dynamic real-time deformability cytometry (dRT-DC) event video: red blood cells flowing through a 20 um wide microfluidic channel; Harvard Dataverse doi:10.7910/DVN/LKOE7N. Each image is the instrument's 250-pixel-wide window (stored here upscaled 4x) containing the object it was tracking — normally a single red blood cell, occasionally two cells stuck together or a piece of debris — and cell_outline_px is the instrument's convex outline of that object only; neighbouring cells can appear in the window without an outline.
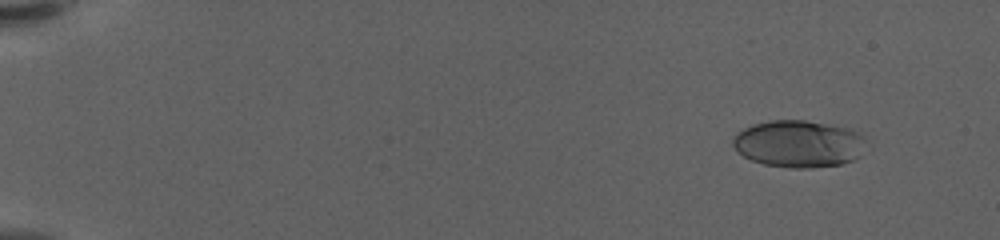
{"species": "human", "species_latin": "Homo sapiens", "temperature_condition": "warm", "stored_images_in_passage": 60, "camera_frame_rate_fps": 3000, "um_per_image_px": 0.085, "donor": {"sex": "female"}, "frame": {"image": 1, "passage_image": 6, "time_ms": 1.667, "image_size_px": [1000, 240], "cell_outline_px": [[864, 136], [860, 156], [852, 160], [840, 164], [804, 168], [792, 168], [764, 164], [752, 160], [744, 156], [732, 144], [732, 140], [744, 128], [752, 124], [772, 120], [804, 120], [852, 128]], "centroid_in_image_um": [67.89, 12.21], "position_along_channel_um": 17.1, "area_um2": 36.18}}
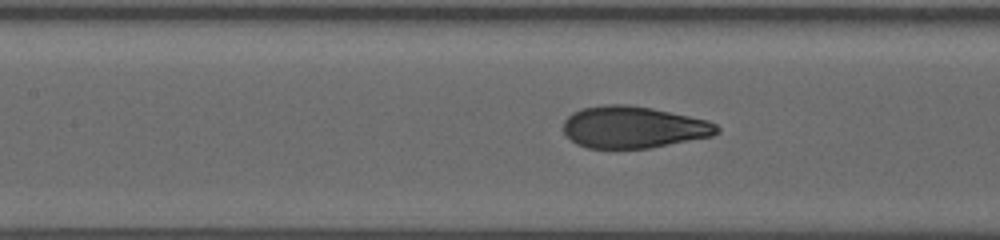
{"frame": {"image": 2, "passage_image": 30, "time_ms": 9.667, "image_size_px": [1000, 240], "cell_outline_px": [[720, 132], [712, 136], [648, 148], [588, 148], [576, 144], [564, 132], [564, 120], [572, 112], [580, 108], [604, 104], [628, 104], [652, 108], [708, 120], [716, 124], [720, 128]], "centroid_in_image_um": [53.83, 10.8], "position_along_channel_um": 153.6, "area_um2": 37.51}}
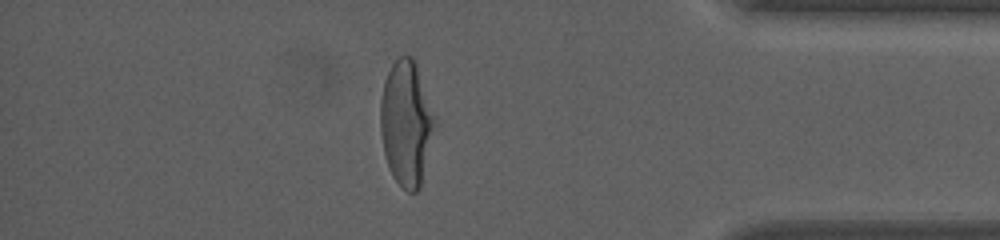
{"frame": {"image": 3, "passage_image": 53, "time_ms": 17.333, "image_size_px": [1000, 240], "cell_outline_px": [[436, 116], [420, 188], [416, 192], [408, 192], [392, 176], [384, 152], [380, 132], [376, 92], [376, 88], [392, 64], [400, 56], [412, 56], [416, 60]], "centroid_in_image_um": [34.46, 10.34], "position_along_channel_um": 400.7, "area_um2": 40.75}, "authors_computed_cell_mechanics": {"area_um2": 37.1654, "velocity_mm_per_s": 3.5607, "shape_relaxation_time_tau1_ms": 4.8643, "shape_relaxation_time_tau2_ms": null, "deformation_change_tau1": 0.2339, "deformation_change_tau2": null}}